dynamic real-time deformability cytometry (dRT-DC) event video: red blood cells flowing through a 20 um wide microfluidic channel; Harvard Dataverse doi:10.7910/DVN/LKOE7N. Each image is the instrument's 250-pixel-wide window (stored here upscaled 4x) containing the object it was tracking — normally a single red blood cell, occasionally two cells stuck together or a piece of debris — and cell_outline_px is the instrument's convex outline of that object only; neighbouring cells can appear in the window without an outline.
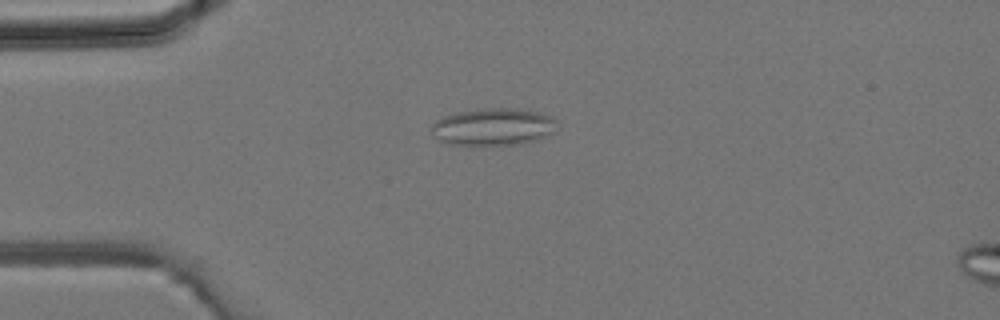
{"species": "common noctule bat (a hibernating species)", "species_latin": "Nyctalus noctula", "temperature_condition": "room temperature", "stored_images_in_passage": 3, "camera_frame_rate_fps": 3000, "um_per_image_px": 0.085, "animal": {"sex": "male", "body_mass_g": 19.2, "forearm_length_mm": 51.8}, "frame": {"image": 1, "passage_image": 2, "time_ms": 0.333, "image_size_px": [1000, 320], "cell_outline_px": [[556, 132], [548, 136], [536, 140], [516, 144], [448, 144], [440, 140], [432, 132], [432, 124], [436, 120], [444, 116], [456, 112], [476, 108], [512, 108], [536, 112], [548, 116], [556, 120]], "centroid_in_image_um": [41.93, 10.76], "position_along_channel_um": 43.1, "area_um2": 27.05}}